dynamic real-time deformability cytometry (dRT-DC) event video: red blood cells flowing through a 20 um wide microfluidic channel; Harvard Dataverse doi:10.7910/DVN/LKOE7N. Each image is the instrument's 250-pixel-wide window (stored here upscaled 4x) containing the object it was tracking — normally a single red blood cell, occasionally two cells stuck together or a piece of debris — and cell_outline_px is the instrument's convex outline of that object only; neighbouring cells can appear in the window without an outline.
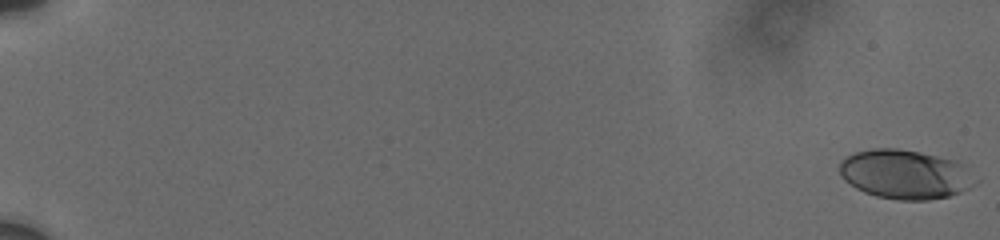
{"species": "human", "species_latin": "Homo sapiens", "temperature_condition": "cold", "stored_images_in_passage": 15, "camera_frame_rate_fps": 3000, "um_per_image_px": 0.085, "donor": {"sex": "male"}, "frame": {"image": 1, "passage_image": 1, "time_ms": 0.0, "image_size_px": [1000, 240], "cell_outline_px": [[980, 180], [976, 184], [960, 192], [948, 196], [928, 200], [896, 200], [876, 196], [864, 192], [856, 188], [844, 180], [840, 176], [840, 160], [856, 152], [872, 148], [896, 148], [920, 152], [956, 160], [964, 164]], "centroid_in_image_um": [76.97, 14.82], "position_along_channel_um": 8.0, "area_um2": 39.3}}